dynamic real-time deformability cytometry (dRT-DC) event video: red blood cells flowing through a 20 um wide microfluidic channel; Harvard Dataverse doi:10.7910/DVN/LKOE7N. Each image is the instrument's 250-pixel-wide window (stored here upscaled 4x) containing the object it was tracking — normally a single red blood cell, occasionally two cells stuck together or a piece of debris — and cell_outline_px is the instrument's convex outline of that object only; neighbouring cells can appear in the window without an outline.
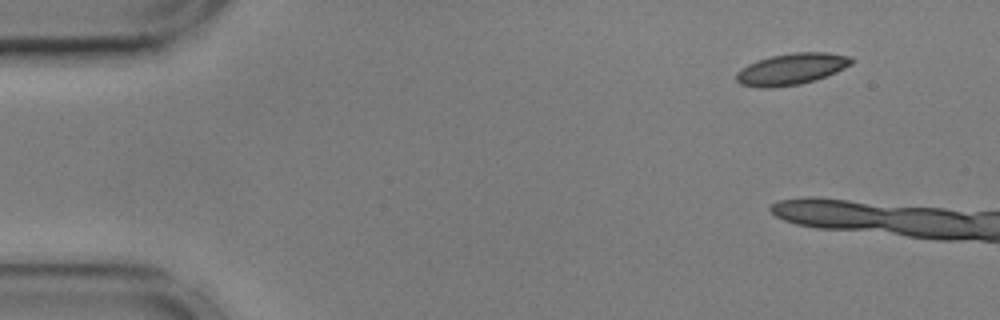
{"species": "common noctule bat (a hibernating species)", "species_latin": "Nyctalus noctula", "temperature_condition": "cold", "stored_images_in_passage": 5, "camera_frame_rate_fps": 3000, "um_per_image_px": 0.085, "animal": {"sex": "male", "body_mass_g": 17.9, "forearm_length_mm": 54.2}, "frame": {"image": 1, "passage_image": 1, "time_ms": 0.0, "image_size_px": [1000, 320], "cell_outline_px": [[856, 60], [852, 64], [836, 72], [816, 80], [800, 84], [772, 88], [756, 88], [740, 84], [736, 80], [736, 72], [748, 64], [772, 56], [796, 52], [824, 52], [852, 56]], "centroid_in_image_um": [67.3, 5.88], "position_along_channel_um": 17.7, "area_um2": 21.21}}